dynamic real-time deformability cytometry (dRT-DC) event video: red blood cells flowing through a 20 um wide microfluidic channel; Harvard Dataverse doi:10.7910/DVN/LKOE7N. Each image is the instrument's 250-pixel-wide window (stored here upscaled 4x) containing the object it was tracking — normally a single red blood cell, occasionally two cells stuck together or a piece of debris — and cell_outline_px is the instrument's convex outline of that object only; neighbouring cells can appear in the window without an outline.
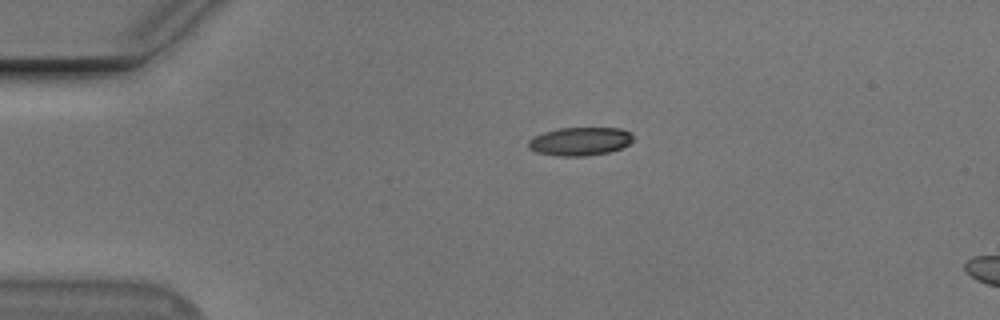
{"species": "Egyptian fruit bat (a non-hibernating species)", "species_latin": "Rousettus aegyptiacus", "temperature_condition": "cold", "stored_images_in_passage": 6, "camera_frame_rate_fps": 3000, "um_per_image_px": 0.085, "animal": {"sex": "male"}, "frame": {"image": 1, "passage_image": 1, "time_ms": 0.0, "image_size_px": [1000, 320], "cell_outline_px": [[632, 140], [628, 144], [620, 148], [608, 152], [588, 156], [560, 156], [536, 152], [528, 148], [528, 140], [532, 136], [544, 132], [560, 128], [620, 128], [632, 132]], "centroid_in_image_um": [49.27, 12.01], "position_along_channel_um": 35.7, "area_um2": 17.34}}